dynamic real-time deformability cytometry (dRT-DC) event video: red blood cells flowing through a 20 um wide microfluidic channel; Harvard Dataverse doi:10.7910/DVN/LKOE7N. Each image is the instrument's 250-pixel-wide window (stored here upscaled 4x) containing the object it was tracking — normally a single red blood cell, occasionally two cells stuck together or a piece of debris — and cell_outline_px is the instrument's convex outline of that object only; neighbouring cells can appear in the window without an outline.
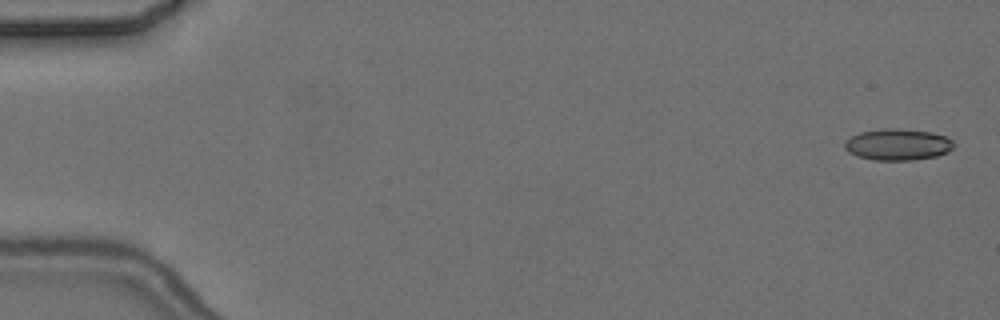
{"species": "common noctule bat (a hibernating species)", "species_latin": "Nyctalus noctula", "temperature_condition": "cold", "stored_images_in_passage": 5, "camera_frame_rate_fps": 3000, "um_per_image_px": 0.085, "animal": {"sex": "female", "body_mass_g": 24.6, "forearm_length_mm": 56.2}, "frame": {"image": 1, "passage_image": 1, "time_ms": 0.0, "image_size_px": [1000, 320], "cell_outline_px": [[956, 144], [948, 152], [936, 156], [912, 160], [872, 160], [856, 156], [848, 152], [844, 148], [844, 140], [860, 132], [884, 128], [900, 128], [932, 132], [944, 136], [952, 140]], "centroid_in_image_um": [76.29, 12.28], "position_along_channel_um": 8.7, "area_um2": 20.23}}
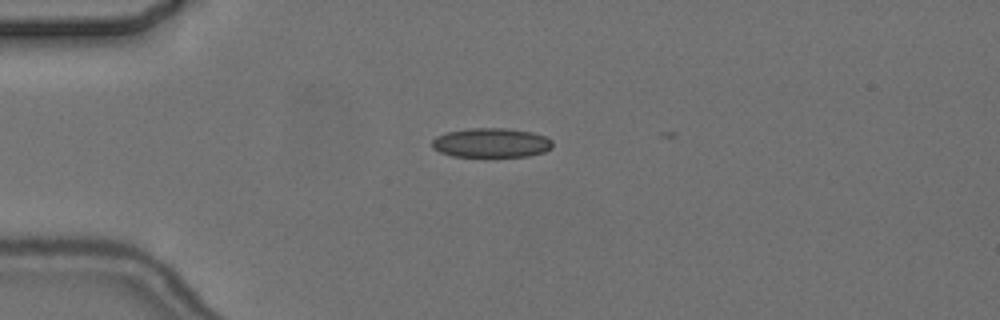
{"frame": {"image": 2, "passage_image": 4, "time_ms": 4.333, "image_size_px": [1000, 320], "cell_outline_px": [[552, 148], [544, 152], [528, 156], [452, 156], [440, 152], [432, 148], [432, 140], [436, 136], [448, 132], [468, 128], [504, 128], [532, 132], [544, 136], [552, 140]], "centroid_in_image_um": [41.75, 12.13], "position_along_channel_um": 43.3, "area_um2": 20.58}}